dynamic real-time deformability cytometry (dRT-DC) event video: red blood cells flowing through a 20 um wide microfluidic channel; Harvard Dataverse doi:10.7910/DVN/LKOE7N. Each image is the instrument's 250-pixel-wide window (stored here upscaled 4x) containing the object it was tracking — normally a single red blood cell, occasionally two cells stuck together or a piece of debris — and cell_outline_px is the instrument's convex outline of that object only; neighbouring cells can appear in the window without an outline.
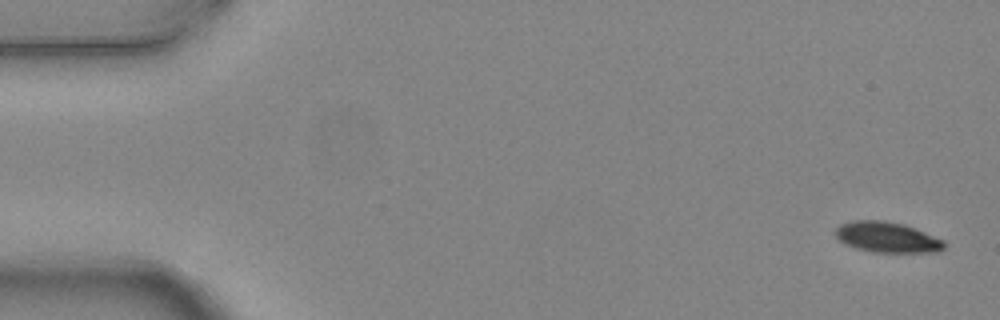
{"species": "common noctule bat (a hibernating species)", "species_latin": "Nyctalus noctula", "temperature_condition": "warm", "stored_images_in_passage": 5, "camera_frame_rate_fps": 3000, "um_per_image_px": 0.085, "animal": {"sex": "female", "body_mass_g": 24.6, "forearm_length_mm": 56.2}, "frame": {"image": 1, "passage_image": 1, "time_ms": 0.0, "image_size_px": [1000, 320], "cell_outline_px": [[944, 248], [936, 252], [872, 252], [856, 248], [844, 244], [832, 232], [840, 224], [852, 220], [884, 220], [904, 224], [944, 240]], "centroid_in_image_um": [75.35, 20.15], "position_along_channel_um": 9.6, "area_um2": 19.42}}
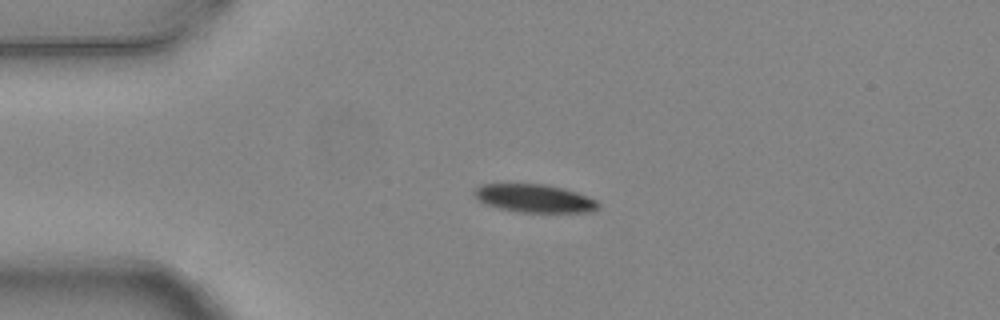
{"frame": {"image": 2, "passage_image": 4, "time_ms": 1.0, "image_size_px": [1000, 320], "cell_outline_px": [[600, 204], [596, 208], [588, 212], [516, 212], [496, 208], [484, 204], [476, 200], [472, 192], [480, 184], [548, 184], [564, 188], [588, 196], [596, 200]], "centroid_in_image_um": [45.36, 16.86], "position_along_channel_um": 39.6, "area_um2": 20.58}}
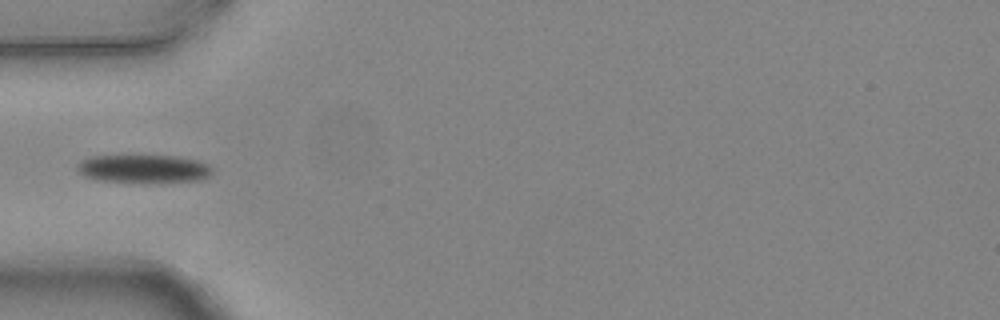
{"frame": {"image": 3, "passage_image": 5, "time_ms": 1.333, "image_size_px": [1000, 320], "cell_outline_px": [[212, 172], [208, 176], [200, 180], [160, 184], [140, 184], [96, 180], [84, 176], [76, 168], [76, 164], [80, 160], [92, 156], [176, 156], [196, 160], [208, 164], [212, 168]], "centroid_in_image_um": [12.2, 14.39], "position_along_channel_um": 72.8, "area_um2": 23.0}}